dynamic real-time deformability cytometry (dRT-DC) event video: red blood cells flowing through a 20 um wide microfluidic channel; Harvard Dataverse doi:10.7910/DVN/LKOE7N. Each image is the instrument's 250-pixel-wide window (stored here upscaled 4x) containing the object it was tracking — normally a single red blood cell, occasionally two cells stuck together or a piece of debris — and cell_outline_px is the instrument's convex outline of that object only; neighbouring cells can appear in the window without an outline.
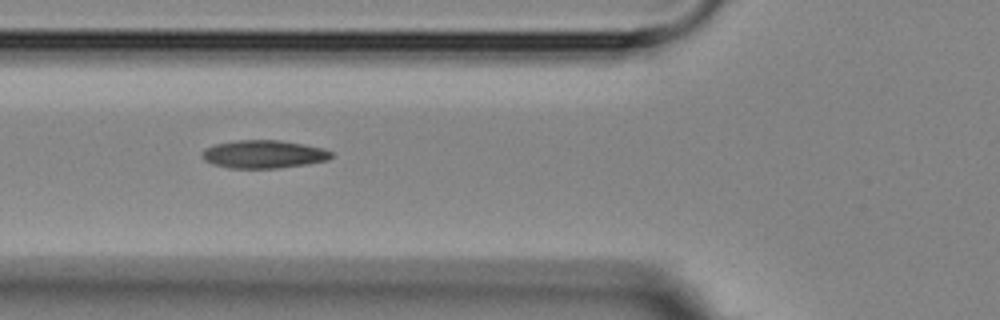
{"species": "Egyptian fruit bat (a non-hibernating species)", "species_latin": "Rousettus aegyptiacus", "temperature_condition": "room temperature", "stored_images_in_passage": 8, "camera_frame_rate_fps": 3000, "um_per_image_px": 0.085, "animal": {"sex": "female"}, "frame": {"image": 1, "passage_image": 6, "time_ms": 5.667, "image_size_px": [1000, 320], "cell_outline_px": [[332, 156], [328, 160], [280, 168], [228, 168], [212, 164], [204, 160], [200, 156], [200, 152], [204, 148], [216, 144], [236, 140], [280, 140], [304, 144], [324, 148], [332, 152]], "centroid_in_image_um": [22.37, 13.1], "position_along_channel_um": 103.4, "area_um2": 21.27}}
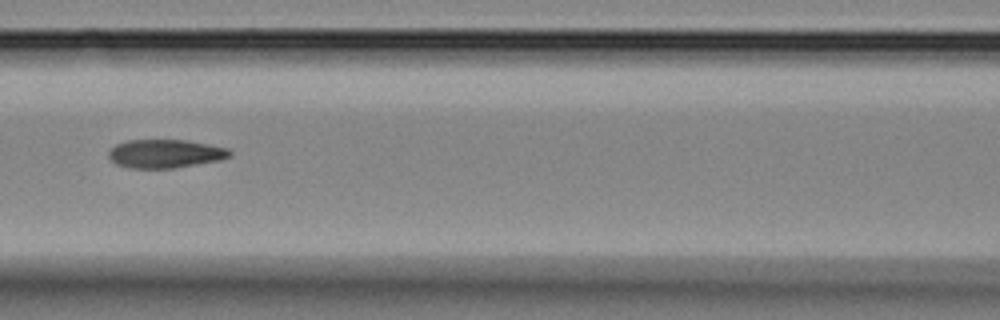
{"frame": {"image": 2, "passage_image": 7, "time_ms": 7.0, "image_size_px": [1000, 320], "cell_outline_px": [[232, 156], [220, 160], [172, 168], [128, 168], [116, 164], [108, 156], [108, 152], [116, 144], [128, 140], [184, 140], [208, 144], [228, 148], [232, 152]], "centroid_in_image_um": [14.05, 13.06], "position_along_channel_um": 152.6, "area_um2": 20.06}}
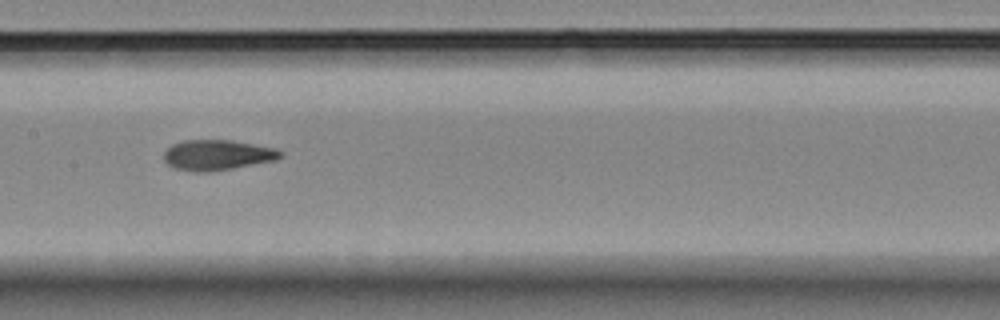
{"frame": {"image": 3, "passage_image": 8, "time_ms": 8.0, "image_size_px": [1000, 320], "cell_outline_px": [[280, 156], [276, 160], [212, 172], [192, 172], [172, 168], [164, 160], [164, 152], [172, 144], [184, 140], [232, 140], [272, 148], [280, 152]], "centroid_in_image_um": [18.39, 13.19], "position_along_channel_um": 189.0, "area_um2": 20.52}}